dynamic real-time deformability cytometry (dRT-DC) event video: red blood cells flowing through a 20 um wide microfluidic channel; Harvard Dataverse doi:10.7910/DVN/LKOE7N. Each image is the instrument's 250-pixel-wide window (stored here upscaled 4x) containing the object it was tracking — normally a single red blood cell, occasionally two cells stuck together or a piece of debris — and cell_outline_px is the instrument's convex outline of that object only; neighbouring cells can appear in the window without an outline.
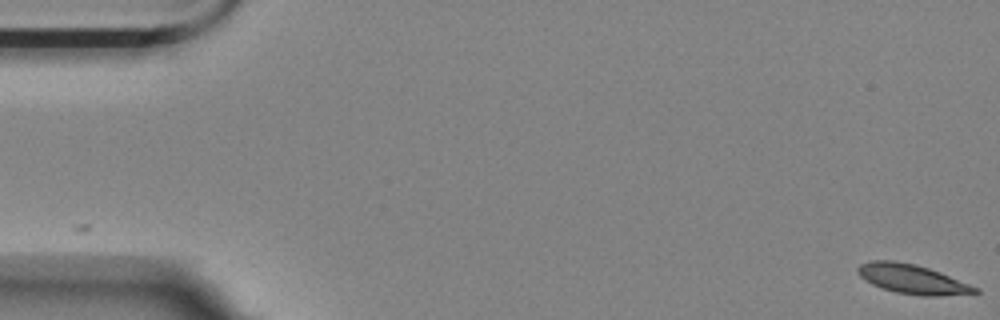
{"species": "Egyptian fruit bat (a non-hibernating species)", "species_latin": "Rousettus aegyptiacus", "temperature_condition": "room temperature", "stored_images_in_passage": 50, "camera_frame_rate_fps": 3000, "um_per_image_px": 0.085, "animal": {"sex": "female"}, "frame": {"image": 1, "passage_image": 1, "time_ms": 0.0, "image_size_px": [1000, 320], "cell_outline_px": [[980, 292], [940, 296], [920, 296], [896, 292], [872, 284], [864, 280], [856, 272], [856, 268], [860, 264], [872, 260], [892, 260], [916, 264], [940, 272], [980, 288]], "centroid_in_image_um": [77.54, 23.72], "position_along_channel_um": 7.5, "area_um2": 20.11}}
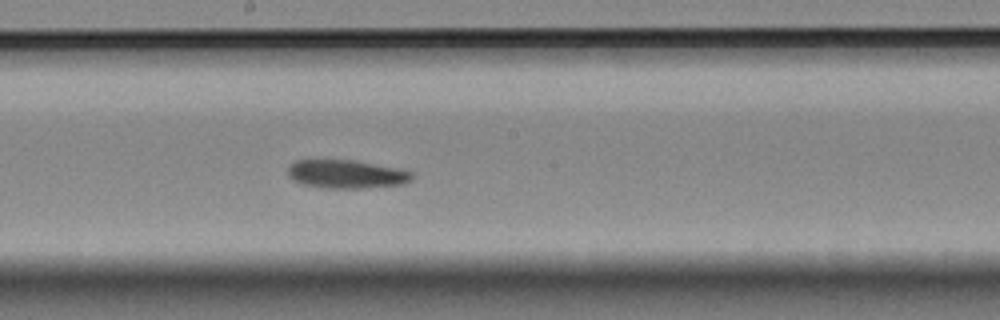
{"frame": {"image": 2, "passage_image": 31, "time_ms": 10.0, "image_size_px": [1000, 320], "cell_outline_px": [[412, 180], [404, 184], [364, 188], [324, 188], [304, 184], [292, 180], [288, 176], [288, 164], [296, 160], [356, 160], [400, 168], [412, 172]], "centroid_in_image_um": [29.45, 14.79], "position_along_channel_um": 218.8, "area_um2": 20.81}}
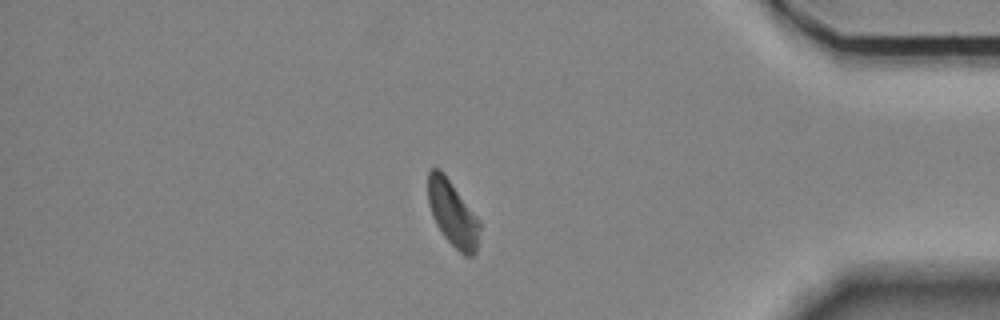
{"frame": {"image": 3, "passage_image": 49, "time_ms": 16.0, "image_size_px": [1000, 320], "cell_outline_px": [[480, 228], [476, 252], [472, 256], [464, 256], [444, 236], [436, 224], [432, 216], [428, 204], [428, 172], [432, 168], [440, 168], [444, 172], [480, 220]], "centroid_in_image_um": [38.47, 18.13], "position_along_channel_um": 396.7, "area_um2": 19.83}}